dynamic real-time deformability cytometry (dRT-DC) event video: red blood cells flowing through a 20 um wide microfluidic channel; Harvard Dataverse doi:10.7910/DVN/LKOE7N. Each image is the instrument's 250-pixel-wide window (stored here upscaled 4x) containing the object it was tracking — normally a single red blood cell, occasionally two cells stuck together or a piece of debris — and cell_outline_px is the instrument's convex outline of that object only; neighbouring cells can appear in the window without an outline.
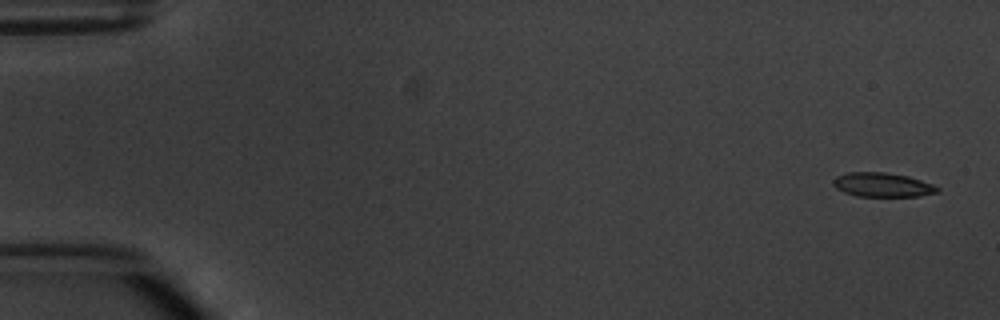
{"species": "common noctule bat (a hibernating species)", "species_latin": "Nyctalus noctula", "temperature_condition": "warm", "stored_images_in_passage": 5, "segment_of_instrument_passage": [1, 2], "camera_frame_rate_fps": 3000, "um_per_image_px": 0.085, "animal": {"sex": "male", "body_mass_g": 20.1, "forearm_length_mm": 53.5}, "frame": {"image": 1, "passage_image": 1, "time_ms": 0.0, "image_size_px": [1000, 320], "cell_outline_px": [[940, 192], [920, 196], [856, 196], [844, 192], [836, 188], [832, 184], [832, 180], [836, 176], [848, 172], [884, 172], [908, 176], [932, 184], [940, 188]], "centroid_in_image_um": [75.0, 15.71], "position_along_channel_um": 10.0, "area_um2": 14.74}}
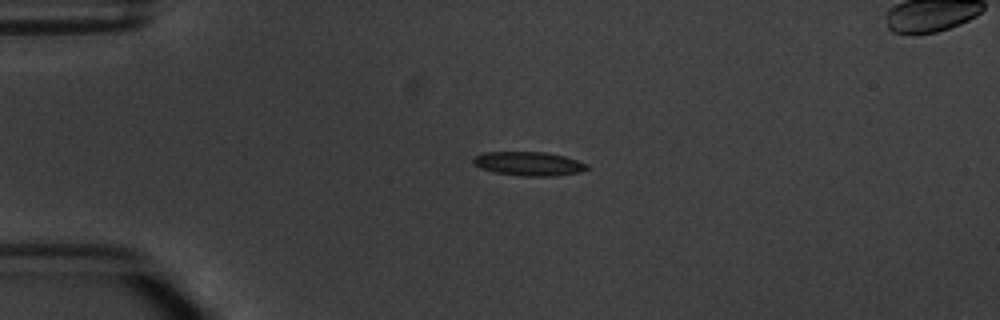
{"frame": {"image": 2, "passage_image": 4, "time_ms": 3.667, "image_size_px": [1000, 320], "cell_outline_px": [[588, 168], [580, 172], [556, 176], [524, 176], [496, 172], [480, 168], [472, 160], [476, 156], [484, 152], [548, 152], [564, 156], [588, 164]], "centroid_in_image_um": [44.98, 13.91], "position_along_channel_um": 40.0, "area_um2": 15.72}}